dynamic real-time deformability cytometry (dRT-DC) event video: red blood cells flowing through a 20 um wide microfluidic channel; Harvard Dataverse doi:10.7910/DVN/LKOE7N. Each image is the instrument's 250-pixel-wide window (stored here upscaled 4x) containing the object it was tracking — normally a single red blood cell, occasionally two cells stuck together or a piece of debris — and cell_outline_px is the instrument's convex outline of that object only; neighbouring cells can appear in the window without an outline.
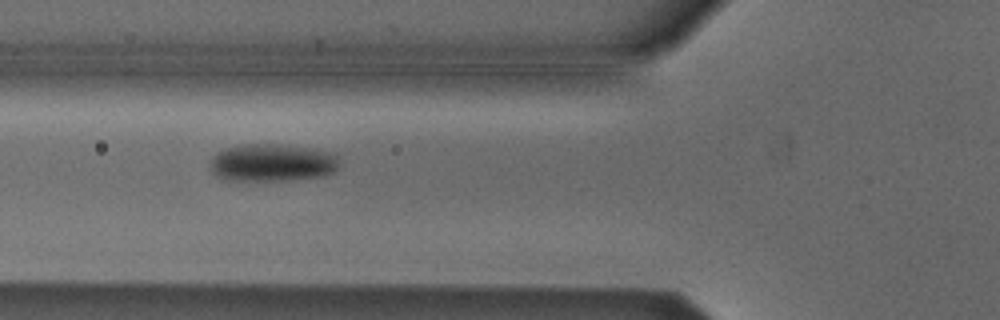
{"species": "Egyptian fruit bat (a non-hibernating species)", "species_latin": "Rousettus aegyptiacus", "temperature_condition": "cold", "stored_images_in_passage": 33, "camera_frame_rate_fps": 3000, "um_per_image_px": 0.085, "animal": {"sex": "male"}, "frame": {"image": 1, "passage_image": 6, "time_ms": 1.667, "image_size_px": [1000, 320], "cell_outline_px": [[340, 164], [332, 172], [324, 176], [288, 180], [228, 180], [212, 172], [212, 160], [216, 152], [240, 144], [276, 144], [316, 148], [336, 152], [340, 156]], "centroid_in_image_um": [23.25, 13.81], "position_along_channel_um": 102.6, "area_um2": 28.5}}
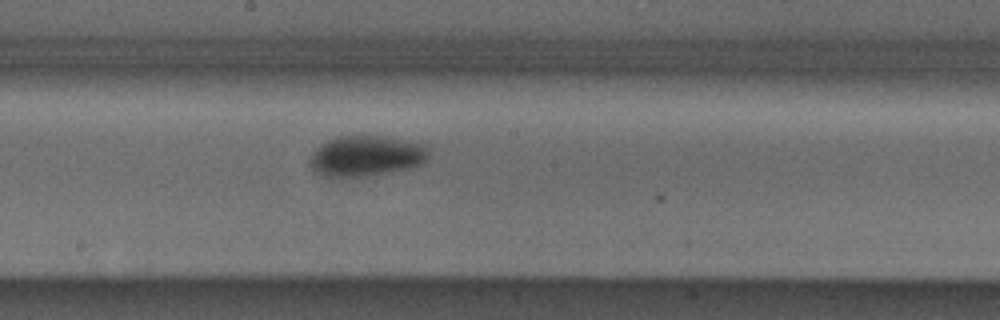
{"frame": {"image": 2, "passage_image": 15, "time_ms": 4.667, "image_size_px": [1000, 320], "cell_outline_px": [[428, 160], [420, 164], [408, 168], [388, 172], [364, 176], [324, 176], [316, 172], [308, 164], [308, 156], [320, 144], [328, 140], [340, 136], [384, 136], [428, 144]], "centroid_in_image_um": [31.12, 13.24], "position_along_channel_um": 217.1, "area_um2": 28.21}}
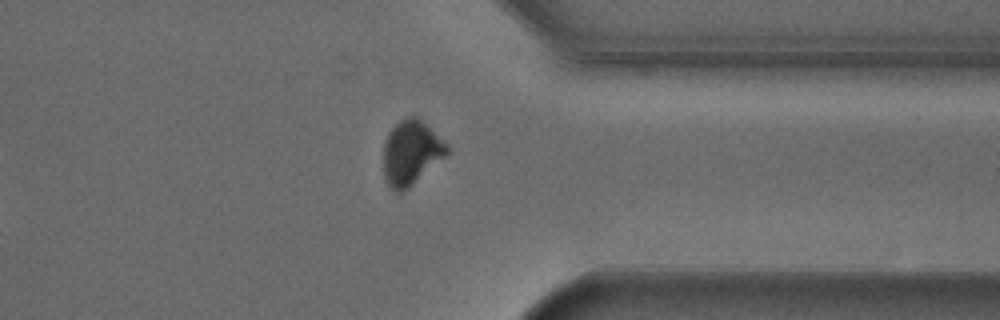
{"frame": {"image": 3, "passage_image": 28, "time_ms": 9.0, "image_size_px": [1000, 320], "cell_outline_px": [[448, 152], [444, 156], [408, 188], [400, 192], [396, 192], [388, 184], [384, 176], [384, 144], [388, 132], [400, 120], [408, 116], [416, 116], [448, 144]], "centroid_in_image_um": [34.92, 12.96], "position_along_channel_um": 376.5, "area_um2": 23.29}, "authors_computed_cell_mechanics": {"area_um2": 28.033, "velocity_mm_per_s": 3.8159, "shape_relaxation_time_tau1_ms": 2.5696, "shape_relaxation_time_tau2_ms": null, "deformation_change_tau1": 0.0967, "deformation_change_tau2": null}}